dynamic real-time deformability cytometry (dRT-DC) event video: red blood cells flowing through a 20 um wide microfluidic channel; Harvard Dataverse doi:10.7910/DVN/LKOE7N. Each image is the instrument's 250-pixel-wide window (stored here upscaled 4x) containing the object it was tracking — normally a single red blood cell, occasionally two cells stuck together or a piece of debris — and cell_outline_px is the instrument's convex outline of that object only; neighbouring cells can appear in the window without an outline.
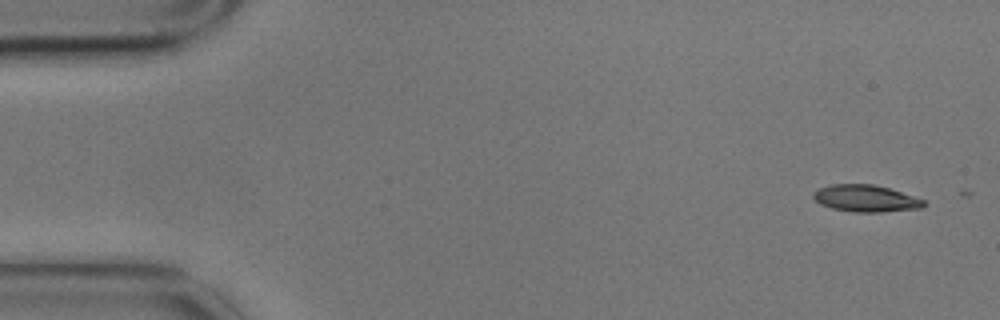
{"species": "common noctule bat (a hibernating species)", "species_latin": "Nyctalus noctula", "temperature_condition": "cold", "stored_images_in_passage": 2, "camera_frame_rate_fps": 3000, "um_per_image_px": 0.085, "animal": {"sex": "male", "body_mass_g": 17.9}, "frame": {"image": 1, "passage_image": 1, "time_ms": 0.0, "image_size_px": [1000, 320], "cell_outline_px": [[928, 204], [920, 208], [880, 212], [852, 212], [832, 208], [820, 204], [812, 196], [812, 192], [828, 184], [872, 184], [888, 188], [924, 200]], "centroid_in_image_um": [73.55, 16.86], "position_along_channel_um": 11.4, "area_um2": 17.22}}